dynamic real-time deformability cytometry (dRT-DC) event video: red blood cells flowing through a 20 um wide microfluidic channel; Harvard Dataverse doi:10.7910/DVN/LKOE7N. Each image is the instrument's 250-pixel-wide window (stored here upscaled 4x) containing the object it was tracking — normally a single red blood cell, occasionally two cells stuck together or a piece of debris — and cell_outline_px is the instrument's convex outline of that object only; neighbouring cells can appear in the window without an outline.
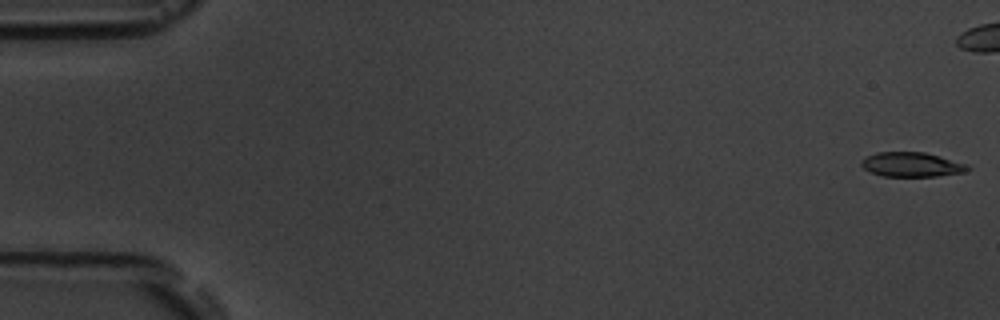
{"species": "common noctule bat (a hibernating species)", "species_latin": "Nyctalus noctula", "temperature_condition": "room temperature", "stored_images_in_passage": 6, "camera_frame_rate_fps": 3000, "um_per_image_px": 0.085, "animal": {"sex": "male", "body_mass_g": 19.5, "forearm_length_mm": 54.6}, "frame": {"image": 1, "passage_image": 1, "time_ms": 0.0, "image_size_px": [1000, 320], "cell_outline_px": [[972, 168], [964, 172], [936, 176], [884, 176], [872, 172], [864, 168], [860, 164], [860, 160], [876, 152], [924, 152], [940, 156], [968, 164]], "centroid_in_image_um": [77.51, 13.98], "position_along_channel_um": 7.5, "area_um2": 15.14}}
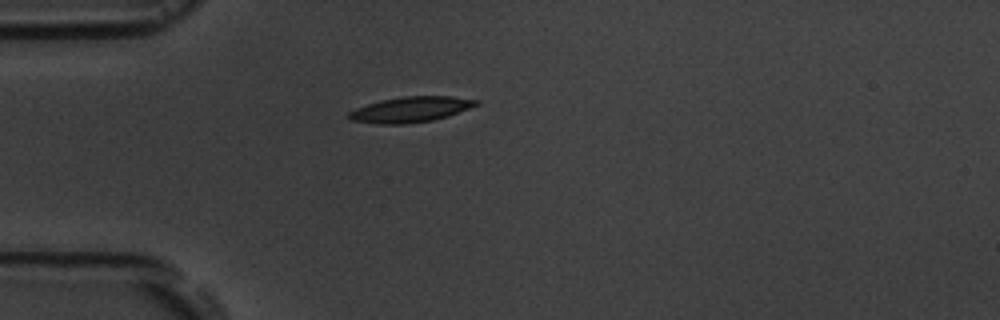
{"frame": {"image": 2, "passage_image": 5, "time_ms": 6.333, "image_size_px": [1000, 320], "cell_outline_px": [[480, 104], [448, 116], [432, 120], [404, 124], [376, 124], [348, 120], [348, 112], [356, 108], [380, 100], [404, 96], [452, 96], [480, 100]], "centroid_in_image_um": [34.9, 9.3], "position_along_channel_um": 50.1, "area_um2": 19.02}}